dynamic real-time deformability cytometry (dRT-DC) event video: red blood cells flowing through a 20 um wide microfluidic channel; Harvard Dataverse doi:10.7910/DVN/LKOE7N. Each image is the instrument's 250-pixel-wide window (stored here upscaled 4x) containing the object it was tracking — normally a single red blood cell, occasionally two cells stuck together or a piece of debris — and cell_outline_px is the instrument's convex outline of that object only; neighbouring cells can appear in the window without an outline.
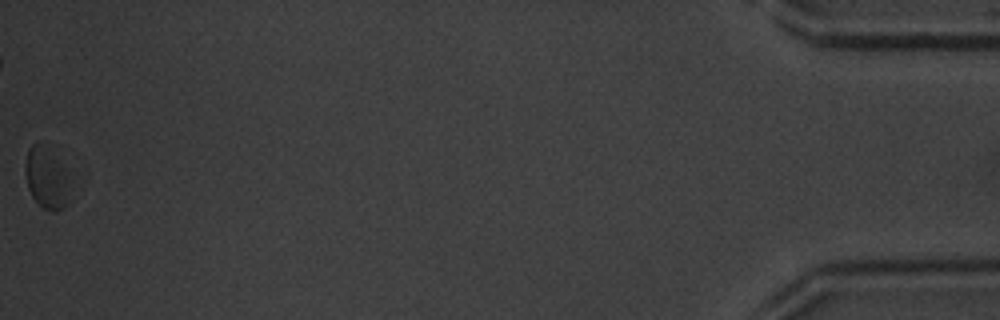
{"species": "common noctule bat (a hibernating species)", "species_latin": "Nyctalus noctula", "temperature_condition": "warm", "stored_images_in_passage": 50, "camera_frame_rate_fps": 3000, "um_per_image_px": 0.085, "animal": {"sex": "male", "body_mass_g": 20.1, "forearm_length_mm": 53.5}, "frame": {"image": 1, "passage_image": 50, "time_ms": 16.333, "image_size_px": [1000, 320], "cell_outline_px": [[68, 204], [64, 208], [56, 212], [52, 212], [44, 208], [32, 196], [28, 188], [24, 172], [24, 168], [28, 148], [36, 140], [64, 168], [68, 200]], "centroid_in_image_um": [3.88, 15.18], "position_along_channel_um": 431.3, "area_um2": 15.26}, "authors_computed_cell_mechanics": {"area_um2": 20.6057, "velocity_mm_per_s": 4.1035, "shape_relaxation_time_tau1_ms": 1.7352, "shape_relaxation_time_tau2_ms": null, "deformation_change_tau1": 0.0602, "deformation_change_tau2": null}}